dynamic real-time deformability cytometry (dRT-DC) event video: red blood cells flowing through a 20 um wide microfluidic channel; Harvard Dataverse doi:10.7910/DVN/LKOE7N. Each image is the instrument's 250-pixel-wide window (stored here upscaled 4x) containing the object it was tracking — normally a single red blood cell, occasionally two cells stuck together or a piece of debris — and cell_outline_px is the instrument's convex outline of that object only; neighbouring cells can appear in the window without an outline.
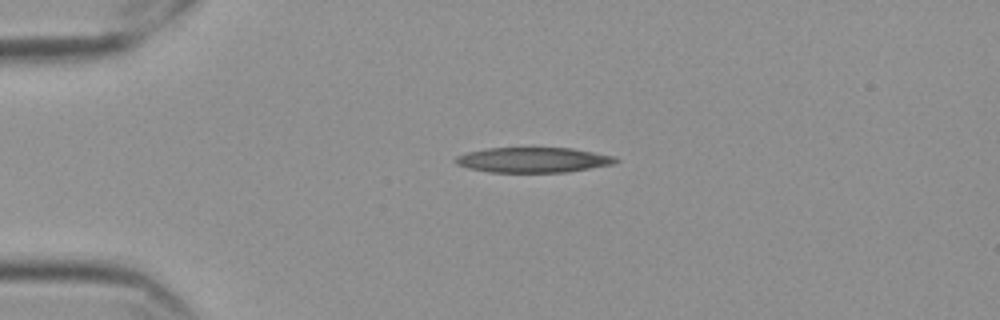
{"species": "Egyptian fruit bat (a non-hibernating species)", "species_latin": "Rousettus aegyptiacus", "temperature_condition": "cold", "stored_images_in_passage": 45, "camera_frame_rate_fps": 3000, "um_per_image_px": 0.085, "frame": {"image": 1, "passage_image": 1, "time_ms": 0.0, "image_size_px": [1000, 320], "cell_outline_px": [[620, 160], [612, 164], [568, 172], [488, 172], [468, 168], [456, 164], [456, 156], [468, 152], [488, 148], [572, 148], [616, 156]], "centroid_in_image_um": [45.34, 13.59], "position_along_channel_um": 39.7, "area_um2": 23.41}}
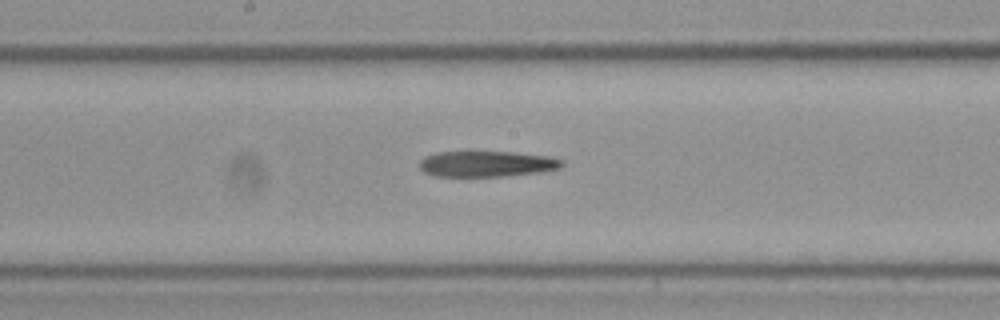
{"frame": {"image": 2, "passage_image": 18, "time_ms": 5.667, "image_size_px": [1000, 320], "cell_outline_px": [[564, 164], [560, 168], [540, 172], [504, 176], [436, 176], [424, 172], [420, 168], [420, 160], [424, 156], [436, 152], [516, 152], [548, 156], [564, 160]], "centroid_in_image_um": [41.39, 13.92], "position_along_channel_um": 206.8, "area_um2": 21.44}}
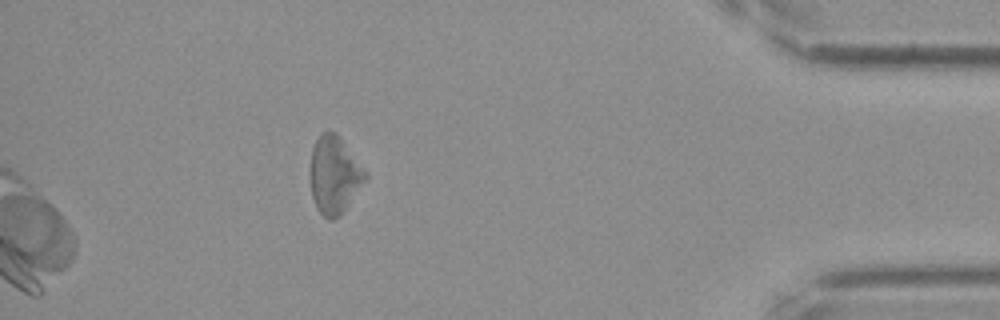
{"frame": {"image": 3, "passage_image": 39, "time_ms": 12.667, "image_size_px": [1000, 320], "cell_outline_px": [[368, 176], [340, 216], [332, 220], [328, 220], [316, 208], [312, 196], [308, 172], [312, 148], [316, 140], [328, 128], [336, 132], [368, 172]], "centroid_in_image_um": [28.39, 14.85], "position_along_channel_um": 406.8, "area_um2": 25.26}}